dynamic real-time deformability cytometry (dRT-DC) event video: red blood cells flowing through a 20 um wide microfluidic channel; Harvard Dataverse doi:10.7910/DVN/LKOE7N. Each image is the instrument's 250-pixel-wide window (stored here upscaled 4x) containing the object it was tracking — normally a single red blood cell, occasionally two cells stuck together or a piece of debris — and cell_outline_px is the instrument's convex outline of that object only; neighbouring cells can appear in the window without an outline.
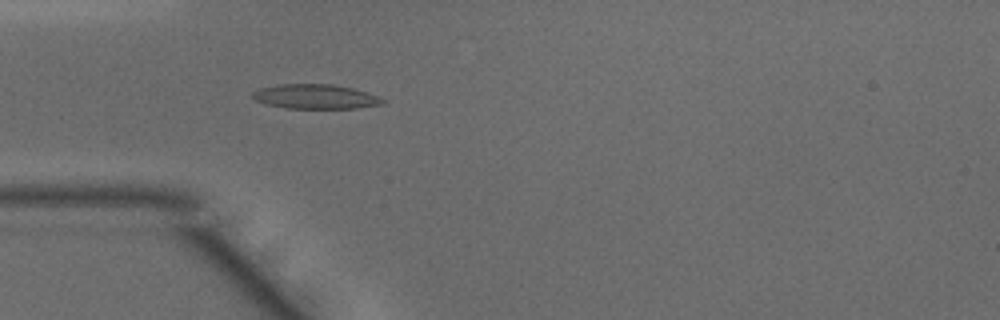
{"species": "common noctule bat (a hibernating species)", "species_latin": "Nyctalus noctula", "temperature_condition": "warm", "stored_images_in_passage": 47, "camera_frame_rate_fps": 3000, "um_per_image_px": 0.085, "animal": {"sex": "male", "body_mass_g": 15.6}, "frame": {"image": 1, "passage_image": 13, "time_ms": 4.0, "image_size_px": [1000, 320], "cell_outline_px": [[384, 104], [356, 108], [288, 108], [268, 104], [256, 100], [252, 96], [252, 92], [260, 88], [276, 84], [332, 84], [352, 88], [376, 96], [384, 100]], "centroid_in_image_um": [26.78, 8.2], "position_along_channel_um": 58.2, "area_um2": 18.32}}
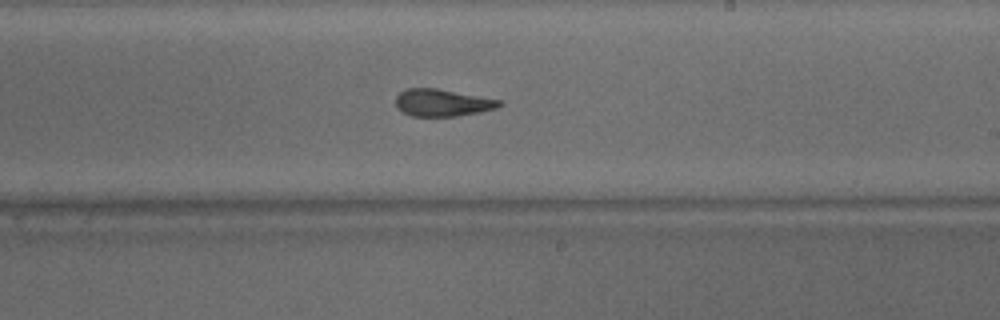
{"frame": {"image": 2, "passage_image": 27, "time_ms": 8.667, "image_size_px": [1000, 320], "cell_outline_px": [[504, 104], [496, 108], [480, 112], [456, 116], [412, 116], [396, 108], [396, 96], [400, 92], [408, 88], [436, 88], [504, 100]], "centroid_in_image_um": [37.64, 8.72], "position_along_channel_um": 251.4, "area_um2": 16.53}}
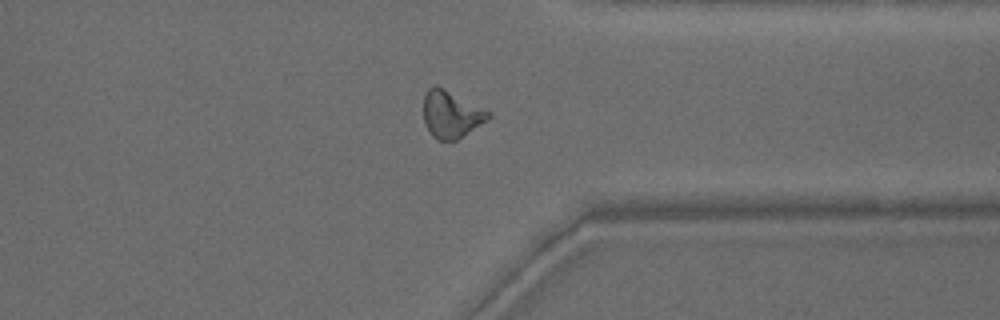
{"frame": {"image": 3, "passage_image": 36, "time_ms": 11.667, "image_size_px": [1000, 320], "cell_outline_px": [[492, 116], [488, 120], [456, 140], [436, 140], [428, 132], [424, 124], [424, 96], [428, 88], [436, 84], [492, 112]], "centroid_in_image_um": [38.34, 9.71], "position_along_channel_um": 373.1, "area_um2": 17.98}, "authors_computed_cell_mechanics": {"area_um2": 17.3978, "velocity_mm_per_s": 4.1739, "shape_relaxation_time_tau1_ms": 8.4832, "shape_relaxation_time_tau2_ms": 2.1637, "deformation_change_tau1": 0.2616, "deformation_change_tau2": 0.0987}}